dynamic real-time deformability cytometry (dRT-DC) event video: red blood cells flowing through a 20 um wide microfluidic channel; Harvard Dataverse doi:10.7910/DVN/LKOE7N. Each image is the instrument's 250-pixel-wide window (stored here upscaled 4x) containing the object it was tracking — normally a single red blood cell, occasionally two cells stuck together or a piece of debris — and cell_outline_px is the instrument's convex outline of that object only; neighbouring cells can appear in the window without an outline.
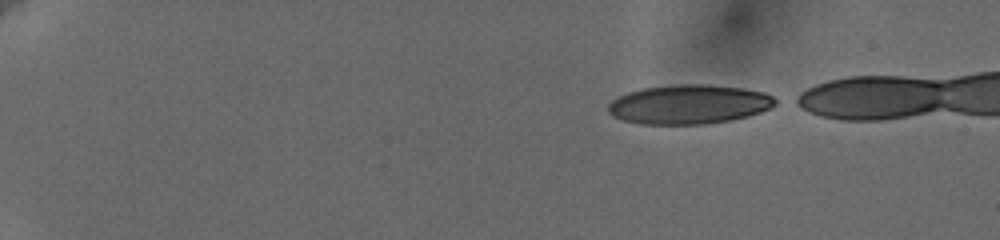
{"species": "human", "species_latin": "Homo sapiens", "temperature_condition": "cold", "stored_images_in_passage": 48, "camera_frame_rate_fps": 3000, "um_per_image_px": 0.085, "donor": {"sex": "female"}, "frame": {"image": 1, "passage_image": 1, "time_ms": 0.0, "image_size_px": [1000, 240], "cell_outline_px": [[780, 100], [776, 104], [760, 112], [748, 116], [732, 120], [704, 124], [640, 124], [624, 120], [612, 116], [608, 112], [608, 104], [612, 100], [628, 92], [644, 88], [676, 84], [708, 84], [744, 88], [764, 92]], "centroid_in_image_um": [58.58, 8.87], "position_along_channel_um": 26.4, "area_um2": 38.38}}
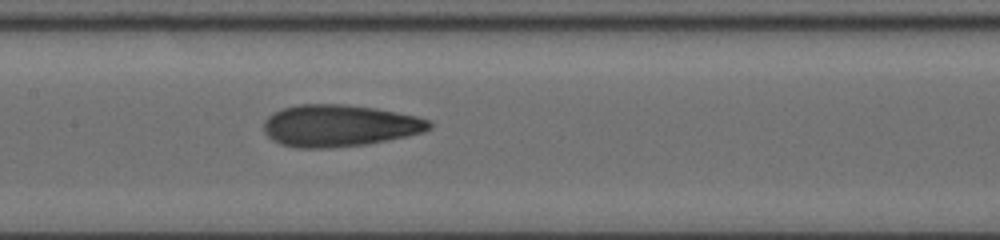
{"frame": {"image": 2, "passage_image": 24, "time_ms": 7.667, "image_size_px": [1000, 240], "cell_outline_px": [[432, 128], [424, 132], [408, 136], [368, 144], [332, 148], [296, 148], [280, 144], [272, 140], [264, 132], [264, 120], [272, 112], [284, 108], [300, 104], [344, 104], [376, 108], [416, 116], [428, 120], [432, 124]], "centroid_in_image_um": [28.84, 10.69], "position_along_channel_um": 178.6, "area_um2": 40.69}}
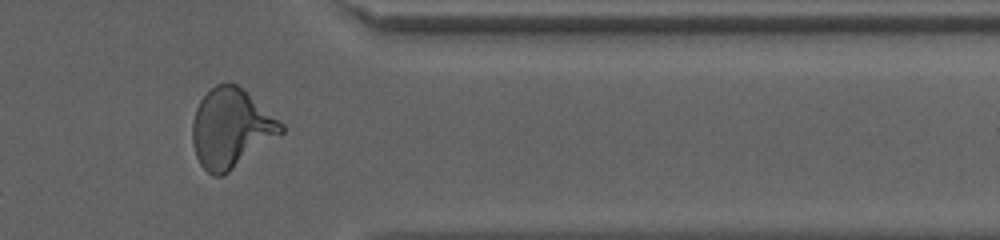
{"frame": {"image": 3, "passage_image": 42, "time_ms": 13.667, "image_size_px": [1000, 240], "cell_outline_px": [[284, 132], [224, 176], [212, 176], [200, 164], [196, 156], [192, 140], [192, 120], [196, 108], [200, 100], [216, 84], [228, 80], [236, 84], [284, 124]], "centroid_in_image_um": [19.61, 10.91], "position_along_channel_um": 391.8, "area_um2": 40.81}}